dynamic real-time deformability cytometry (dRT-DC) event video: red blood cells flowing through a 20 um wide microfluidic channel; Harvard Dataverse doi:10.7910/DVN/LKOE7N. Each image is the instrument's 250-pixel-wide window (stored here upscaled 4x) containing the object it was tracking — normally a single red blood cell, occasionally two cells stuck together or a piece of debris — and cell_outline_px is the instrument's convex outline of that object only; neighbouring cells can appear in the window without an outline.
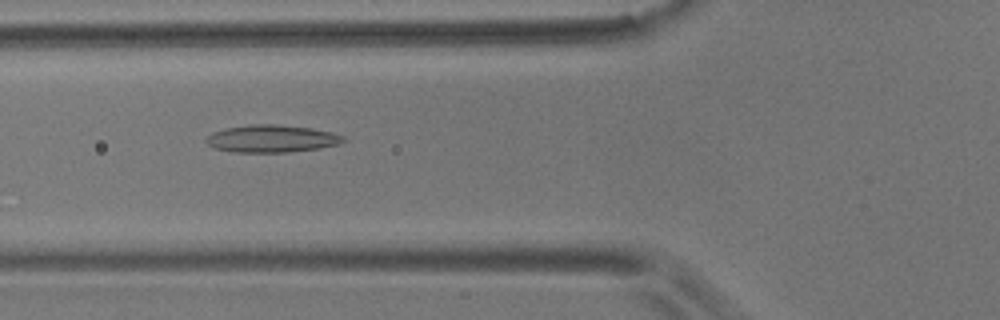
{"species": "common noctule bat (a hibernating species)", "species_latin": "Nyctalus noctula", "temperature_condition": "room temperature", "stored_images_in_passage": 55, "camera_frame_rate_fps": 3000, "um_per_image_px": 0.085, "animal": {"sex": "male", "body_mass_g": 17.9}, "frame": {"image": 1, "passage_image": 20, "time_ms": 6.333, "image_size_px": [1000, 320], "cell_outline_px": [[344, 140], [340, 144], [320, 148], [288, 152], [232, 152], [216, 148], [208, 144], [204, 140], [212, 132], [228, 128], [248, 124], [276, 124], [312, 128], [332, 132], [344, 136]], "centroid_in_image_um": [23.1, 11.78], "position_along_channel_um": 102.7, "area_um2": 21.91}}
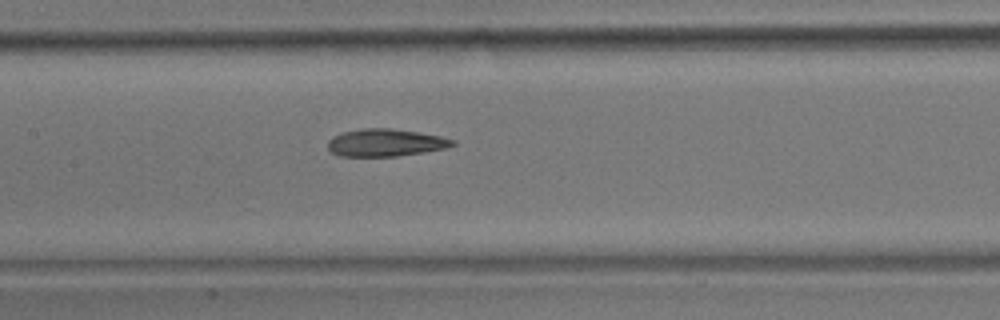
{"frame": {"image": 2, "passage_image": 26, "time_ms": 8.333, "image_size_px": [1000, 320], "cell_outline_px": [[456, 144], [448, 148], [424, 152], [396, 156], [340, 156], [332, 152], [328, 148], [328, 140], [332, 136], [340, 132], [364, 128], [392, 128], [420, 132], [440, 136], [456, 140]], "centroid_in_image_um": [32.78, 12.11], "position_along_channel_um": 174.6, "area_um2": 20.17}}
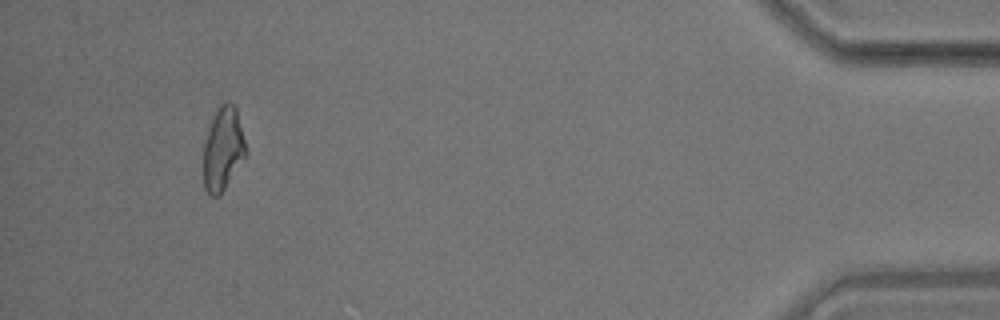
{"frame": {"image": 3, "passage_image": 52, "time_ms": 17.0, "image_size_px": [1000, 320], "cell_outline_px": [[248, 156], [224, 188], [216, 196], [212, 196], [204, 188], [204, 144], [212, 120], [220, 104], [224, 100], [228, 100], [236, 108], [248, 152]], "centroid_in_image_um": [18.99, 12.64], "position_along_channel_um": 416.2, "area_um2": 20.46}, "authors_computed_cell_mechanics": {"area_um2": 20.6924, "velocity_mm_per_s": 3.5674, "shape_relaxation_time_tau1_ms": null, "shape_relaxation_time_tau2_ms": 4.3179, "deformation_change_tau1": null, "deformation_change_tau2": 0.1446}}